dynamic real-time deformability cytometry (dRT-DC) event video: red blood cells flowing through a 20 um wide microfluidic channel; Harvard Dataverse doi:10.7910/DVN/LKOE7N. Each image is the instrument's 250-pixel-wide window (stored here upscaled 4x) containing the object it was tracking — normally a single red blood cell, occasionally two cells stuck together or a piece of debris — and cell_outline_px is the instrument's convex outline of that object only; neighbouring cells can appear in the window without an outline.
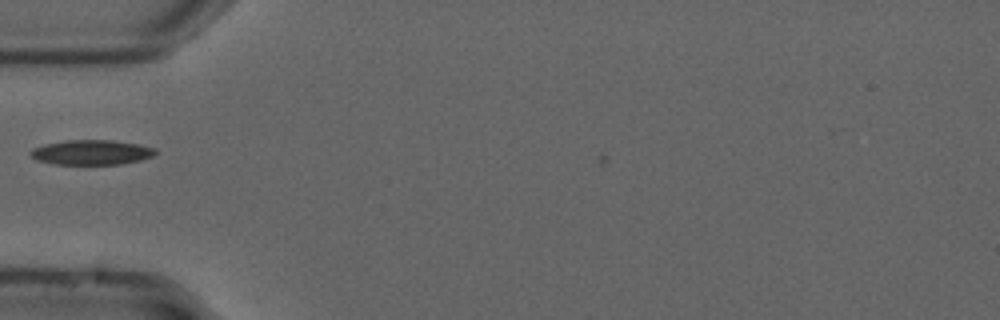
{"species": "common noctule bat (a hibernating species)", "species_latin": "Nyctalus noctula", "temperature_condition": "cold", "stored_images_in_passage": 12, "camera_frame_rate_fps": 3000, "um_per_image_px": 0.085, "animal": {"sex": "male", "forearm_length_mm": 52.5}, "frame": {"image": 1, "passage_image": 1, "time_ms": 0.0, "image_size_px": [1000, 320], "cell_outline_px": [[156, 152], [152, 156], [140, 160], [120, 164], [52, 164], [36, 160], [28, 152], [32, 148], [44, 144], [64, 140], [112, 140], [140, 144], [156, 148]], "centroid_in_image_um": [7.75, 12.94], "position_along_channel_um": 77.3, "area_um2": 18.21}}
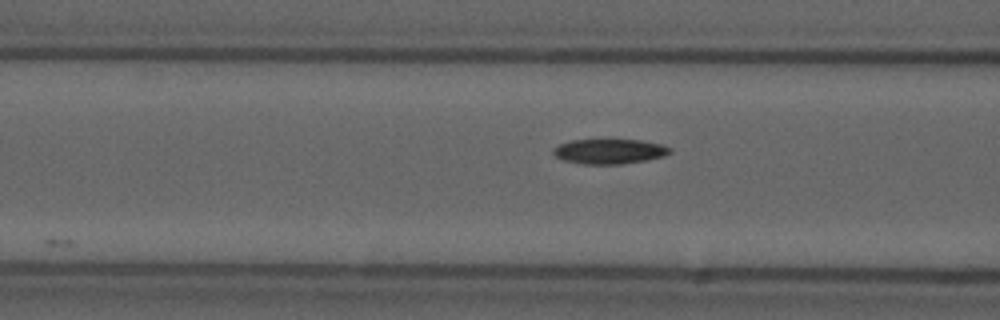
{"frame": {"image": 2, "passage_image": 4, "time_ms": 1.0, "image_size_px": [1000, 320], "cell_outline_px": [[672, 152], [664, 156], [648, 160], [620, 164], [584, 164], [564, 160], [556, 156], [552, 152], [552, 148], [560, 144], [572, 140], [640, 140], [660, 144], [672, 148]], "centroid_in_image_um": [51.82, 12.87], "position_along_channel_um": 114.8, "area_um2": 16.88}}
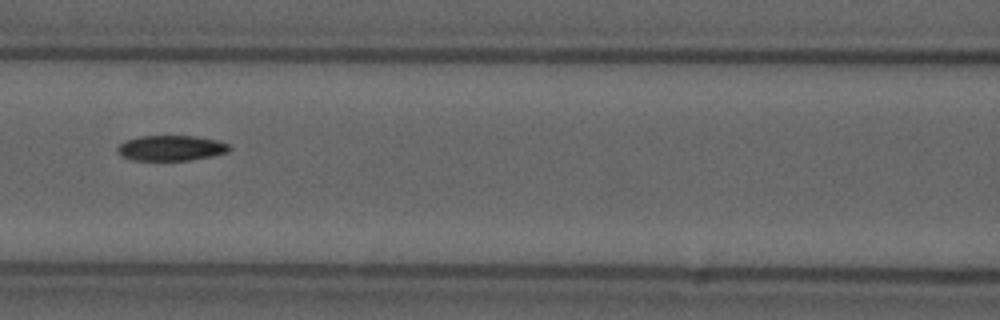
{"frame": {"image": 3, "passage_image": 7, "time_ms": 2.0, "image_size_px": [1000, 320], "cell_outline_px": [[232, 148], [228, 152], [212, 156], [188, 160], [132, 160], [120, 156], [116, 148], [120, 144], [128, 140], [140, 136], [196, 136], [216, 140], [228, 144]], "centroid_in_image_um": [14.54, 12.59], "position_along_channel_um": 152.1, "area_um2": 16.47}}